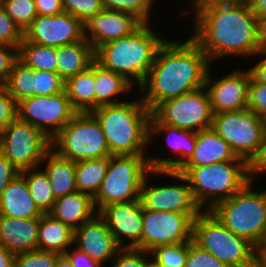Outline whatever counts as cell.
<instances>
[{
  "instance_id": "6da1fadb",
  "label": "cell",
  "mask_w": 266,
  "mask_h": 267,
  "mask_svg": "<svg viewBox=\"0 0 266 267\" xmlns=\"http://www.w3.org/2000/svg\"><path fill=\"white\" fill-rule=\"evenodd\" d=\"M191 38L212 63L227 56L250 58L260 52L256 38V16L248 4L197 0L192 3Z\"/></svg>"
},
{
  "instance_id": "7a4b0ae2",
  "label": "cell",
  "mask_w": 266,
  "mask_h": 267,
  "mask_svg": "<svg viewBox=\"0 0 266 267\" xmlns=\"http://www.w3.org/2000/svg\"><path fill=\"white\" fill-rule=\"evenodd\" d=\"M210 65L208 56L190 36L183 42L166 39L138 89L140 97L152 112L166 100L204 87Z\"/></svg>"
},
{
  "instance_id": "3957f363",
  "label": "cell",
  "mask_w": 266,
  "mask_h": 267,
  "mask_svg": "<svg viewBox=\"0 0 266 267\" xmlns=\"http://www.w3.org/2000/svg\"><path fill=\"white\" fill-rule=\"evenodd\" d=\"M111 155H147L151 111L142 99L100 106L91 111Z\"/></svg>"
},
{
  "instance_id": "277c9868",
  "label": "cell",
  "mask_w": 266,
  "mask_h": 267,
  "mask_svg": "<svg viewBox=\"0 0 266 267\" xmlns=\"http://www.w3.org/2000/svg\"><path fill=\"white\" fill-rule=\"evenodd\" d=\"M143 23L131 35L109 41L95 50V61L103 68L119 73L137 89L145 81L157 50L166 39ZM136 82V84H134Z\"/></svg>"
},
{
  "instance_id": "5b68a950",
  "label": "cell",
  "mask_w": 266,
  "mask_h": 267,
  "mask_svg": "<svg viewBox=\"0 0 266 267\" xmlns=\"http://www.w3.org/2000/svg\"><path fill=\"white\" fill-rule=\"evenodd\" d=\"M178 172L187 178L192 196L202 211H210L251 181L248 162L240 157L204 166L181 167Z\"/></svg>"
},
{
  "instance_id": "8992f818",
  "label": "cell",
  "mask_w": 266,
  "mask_h": 267,
  "mask_svg": "<svg viewBox=\"0 0 266 267\" xmlns=\"http://www.w3.org/2000/svg\"><path fill=\"white\" fill-rule=\"evenodd\" d=\"M192 240L228 267H257V247L235 235L211 211L193 221Z\"/></svg>"
},
{
  "instance_id": "52a82bcc",
  "label": "cell",
  "mask_w": 266,
  "mask_h": 267,
  "mask_svg": "<svg viewBox=\"0 0 266 267\" xmlns=\"http://www.w3.org/2000/svg\"><path fill=\"white\" fill-rule=\"evenodd\" d=\"M250 181L229 199L217 203L210 211L235 235L256 247L266 231V190L255 191Z\"/></svg>"
},
{
  "instance_id": "ba28073f",
  "label": "cell",
  "mask_w": 266,
  "mask_h": 267,
  "mask_svg": "<svg viewBox=\"0 0 266 267\" xmlns=\"http://www.w3.org/2000/svg\"><path fill=\"white\" fill-rule=\"evenodd\" d=\"M148 155H110L106 176L93 197L97 212L108 204L140 200L143 180L151 170Z\"/></svg>"
},
{
  "instance_id": "9c48e42d",
  "label": "cell",
  "mask_w": 266,
  "mask_h": 267,
  "mask_svg": "<svg viewBox=\"0 0 266 267\" xmlns=\"http://www.w3.org/2000/svg\"><path fill=\"white\" fill-rule=\"evenodd\" d=\"M51 150L75 162L111 155L103 130L91 112H77L51 140Z\"/></svg>"
},
{
  "instance_id": "30bf717a",
  "label": "cell",
  "mask_w": 266,
  "mask_h": 267,
  "mask_svg": "<svg viewBox=\"0 0 266 267\" xmlns=\"http://www.w3.org/2000/svg\"><path fill=\"white\" fill-rule=\"evenodd\" d=\"M51 140L38 128L16 118L2 132L0 152L20 172L41 167Z\"/></svg>"
},
{
  "instance_id": "8fae6325",
  "label": "cell",
  "mask_w": 266,
  "mask_h": 267,
  "mask_svg": "<svg viewBox=\"0 0 266 267\" xmlns=\"http://www.w3.org/2000/svg\"><path fill=\"white\" fill-rule=\"evenodd\" d=\"M211 128L229 145L237 157L248 163L257 154L264 136L262 118L251 110L214 113Z\"/></svg>"
},
{
  "instance_id": "7c38bea8",
  "label": "cell",
  "mask_w": 266,
  "mask_h": 267,
  "mask_svg": "<svg viewBox=\"0 0 266 267\" xmlns=\"http://www.w3.org/2000/svg\"><path fill=\"white\" fill-rule=\"evenodd\" d=\"M151 113L163 124L193 132L210 128L213 117L205 86L166 100Z\"/></svg>"
},
{
  "instance_id": "4fadbf2b",
  "label": "cell",
  "mask_w": 266,
  "mask_h": 267,
  "mask_svg": "<svg viewBox=\"0 0 266 267\" xmlns=\"http://www.w3.org/2000/svg\"><path fill=\"white\" fill-rule=\"evenodd\" d=\"M150 173V174H149ZM166 176L181 181L182 184H154L148 182L150 176ZM149 176V177H148ZM184 182V183H183ZM162 185V186H161ZM140 201L145 209L185 214H200L202 209L195 202L187 178L178 171L151 169L145 176L140 192Z\"/></svg>"
},
{
  "instance_id": "5bb4252c",
  "label": "cell",
  "mask_w": 266,
  "mask_h": 267,
  "mask_svg": "<svg viewBox=\"0 0 266 267\" xmlns=\"http://www.w3.org/2000/svg\"><path fill=\"white\" fill-rule=\"evenodd\" d=\"M76 113L66 91L56 95L34 96L17 103V118L40 129L50 140Z\"/></svg>"
},
{
  "instance_id": "9a60e30c",
  "label": "cell",
  "mask_w": 266,
  "mask_h": 267,
  "mask_svg": "<svg viewBox=\"0 0 266 267\" xmlns=\"http://www.w3.org/2000/svg\"><path fill=\"white\" fill-rule=\"evenodd\" d=\"M199 214L153 211L142 206L141 250L150 252L161 245L192 240L193 221Z\"/></svg>"
},
{
  "instance_id": "2e32d148",
  "label": "cell",
  "mask_w": 266,
  "mask_h": 267,
  "mask_svg": "<svg viewBox=\"0 0 266 267\" xmlns=\"http://www.w3.org/2000/svg\"><path fill=\"white\" fill-rule=\"evenodd\" d=\"M23 37L29 42L49 47L68 46L85 39L83 22L66 12L53 16L37 15Z\"/></svg>"
},
{
  "instance_id": "e0dca14e",
  "label": "cell",
  "mask_w": 266,
  "mask_h": 267,
  "mask_svg": "<svg viewBox=\"0 0 266 267\" xmlns=\"http://www.w3.org/2000/svg\"><path fill=\"white\" fill-rule=\"evenodd\" d=\"M210 70L211 67L206 78L205 87L209 93L213 114L247 109L251 79L249 70L232 69L231 73L229 72L216 80Z\"/></svg>"
},
{
  "instance_id": "ac0fdd59",
  "label": "cell",
  "mask_w": 266,
  "mask_h": 267,
  "mask_svg": "<svg viewBox=\"0 0 266 267\" xmlns=\"http://www.w3.org/2000/svg\"><path fill=\"white\" fill-rule=\"evenodd\" d=\"M98 213L121 248L141 249L143 220L140 200L108 204Z\"/></svg>"
},
{
  "instance_id": "d6986e66",
  "label": "cell",
  "mask_w": 266,
  "mask_h": 267,
  "mask_svg": "<svg viewBox=\"0 0 266 267\" xmlns=\"http://www.w3.org/2000/svg\"><path fill=\"white\" fill-rule=\"evenodd\" d=\"M164 134H163V133ZM162 134L166 136L168 150L173 152L175 158L150 157L148 162L151 169L178 171L193 155L196 144V132L179 129L161 123L152 113L149 120V144L153 143L155 135Z\"/></svg>"
},
{
  "instance_id": "ffe728a7",
  "label": "cell",
  "mask_w": 266,
  "mask_h": 267,
  "mask_svg": "<svg viewBox=\"0 0 266 267\" xmlns=\"http://www.w3.org/2000/svg\"><path fill=\"white\" fill-rule=\"evenodd\" d=\"M142 24L130 13L103 9L83 21V35L96 50L104 43L131 35Z\"/></svg>"
},
{
  "instance_id": "44dd1931",
  "label": "cell",
  "mask_w": 266,
  "mask_h": 267,
  "mask_svg": "<svg viewBox=\"0 0 266 267\" xmlns=\"http://www.w3.org/2000/svg\"><path fill=\"white\" fill-rule=\"evenodd\" d=\"M74 246L102 264L110 263L121 249L99 213L74 230Z\"/></svg>"
},
{
  "instance_id": "7402d4cb",
  "label": "cell",
  "mask_w": 266,
  "mask_h": 267,
  "mask_svg": "<svg viewBox=\"0 0 266 267\" xmlns=\"http://www.w3.org/2000/svg\"><path fill=\"white\" fill-rule=\"evenodd\" d=\"M40 217L13 218L0 215V244L14 255L38 250Z\"/></svg>"
},
{
  "instance_id": "603a6c76",
  "label": "cell",
  "mask_w": 266,
  "mask_h": 267,
  "mask_svg": "<svg viewBox=\"0 0 266 267\" xmlns=\"http://www.w3.org/2000/svg\"><path fill=\"white\" fill-rule=\"evenodd\" d=\"M237 158L230 145L210 127L196 132L193 155L182 167H198Z\"/></svg>"
},
{
  "instance_id": "cb8c5ba5",
  "label": "cell",
  "mask_w": 266,
  "mask_h": 267,
  "mask_svg": "<svg viewBox=\"0 0 266 267\" xmlns=\"http://www.w3.org/2000/svg\"><path fill=\"white\" fill-rule=\"evenodd\" d=\"M0 215L13 218H36L43 215L30 196L26 179L21 173L11 180L1 194Z\"/></svg>"
},
{
  "instance_id": "d4e9b609",
  "label": "cell",
  "mask_w": 266,
  "mask_h": 267,
  "mask_svg": "<svg viewBox=\"0 0 266 267\" xmlns=\"http://www.w3.org/2000/svg\"><path fill=\"white\" fill-rule=\"evenodd\" d=\"M97 213L93 197L79 190L57 198L49 212L54 218L70 226L73 230L79 228Z\"/></svg>"
},
{
  "instance_id": "484cf974",
  "label": "cell",
  "mask_w": 266,
  "mask_h": 267,
  "mask_svg": "<svg viewBox=\"0 0 266 267\" xmlns=\"http://www.w3.org/2000/svg\"><path fill=\"white\" fill-rule=\"evenodd\" d=\"M74 246V230L49 213L40 217L38 250L64 254Z\"/></svg>"
},
{
  "instance_id": "4316f807",
  "label": "cell",
  "mask_w": 266,
  "mask_h": 267,
  "mask_svg": "<svg viewBox=\"0 0 266 267\" xmlns=\"http://www.w3.org/2000/svg\"><path fill=\"white\" fill-rule=\"evenodd\" d=\"M57 73L64 81L87 70L95 61V50L84 39L75 44L57 47Z\"/></svg>"
},
{
  "instance_id": "83f0119b",
  "label": "cell",
  "mask_w": 266,
  "mask_h": 267,
  "mask_svg": "<svg viewBox=\"0 0 266 267\" xmlns=\"http://www.w3.org/2000/svg\"><path fill=\"white\" fill-rule=\"evenodd\" d=\"M43 164L55 199L77 191L75 161L62 158L50 150L41 162V165Z\"/></svg>"
},
{
  "instance_id": "f1b7e54d",
  "label": "cell",
  "mask_w": 266,
  "mask_h": 267,
  "mask_svg": "<svg viewBox=\"0 0 266 267\" xmlns=\"http://www.w3.org/2000/svg\"><path fill=\"white\" fill-rule=\"evenodd\" d=\"M134 87L122 75L103 68L95 61V109L123 102L118 100V96L128 94Z\"/></svg>"
},
{
  "instance_id": "f546056e",
  "label": "cell",
  "mask_w": 266,
  "mask_h": 267,
  "mask_svg": "<svg viewBox=\"0 0 266 267\" xmlns=\"http://www.w3.org/2000/svg\"><path fill=\"white\" fill-rule=\"evenodd\" d=\"M65 91L71 105L77 112H91L95 109V61L76 76L65 81Z\"/></svg>"
},
{
  "instance_id": "4dcf8cb0",
  "label": "cell",
  "mask_w": 266,
  "mask_h": 267,
  "mask_svg": "<svg viewBox=\"0 0 266 267\" xmlns=\"http://www.w3.org/2000/svg\"><path fill=\"white\" fill-rule=\"evenodd\" d=\"M108 168V157L75 162L77 190L94 197L101 187Z\"/></svg>"
},
{
  "instance_id": "1f68e13d",
  "label": "cell",
  "mask_w": 266,
  "mask_h": 267,
  "mask_svg": "<svg viewBox=\"0 0 266 267\" xmlns=\"http://www.w3.org/2000/svg\"><path fill=\"white\" fill-rule=\"evenodd\" d=\"M57 47L27 41L24 37L18 47V59L34 70L57 73Z\"/></svg>"
},
{
  "instance_id": "d6a6232c",
  "label": "cell",
  "mask_w": 266,
  "mask_h": 267,
  "mask_svg": "<svg viewBox=\"0 0 266 267\" xmlns=\"http://www.w3.org/2000/svg\"><path fill=\"white\" fill-rule=\"evenodd\" d=\"M41 168H31L20 172L26 179L30 196L35 202V205L42 213H49L56 200L53 195V190L50 181L45 171Z\"/></svg>"
},
{
  "instance_id": "836d02e7",
  "label": "cell",
  "mask_w": 266,
  "mask_h": 267,
  "mask_svg": "<svg viewBox=\"0 0 266 267\" xmlns=\"http://www.w3.org/2000/svg\"><path fill=\"white\" fill-rule=\"evenodd\" d=\"M34 73L33 68L26 66L19 59L15 61L12 72L4 84L16 103L34 97Z\"/></svg>"
},
{
  "instance_id": "e575fe53",
  "label": "cell",
  "mask_w": 266,
  "mask_h": 267,
  "mask_svg": "<svg viewBox=\"0 0 266 267\" xmlns=\"http://www.w3.org/2000/svg\"><path fill=\"white\" fill-rule=\"evenodd\" d=\"M150 255L154 267H185L188 242L155 247Z\"/></svg>"
},
{
  "instance_id": "d590c367",
  "label": "cell",
  "mask_w": 266,
  "mask_h": 267,
  "mask_svg": "<svg viewBox=\"0 0 266 267\" xmlns=\"http://www.w3.org/2000/svg\"><path fill=\"white\" fill-rule=\"evenodd\" d=\"M1 5L23 33L37 16L34 0H4Z\"/></svg>"
},
{
  "instance_id": "8d00e7d4",
  "label": "cell",
  "mask_w": 266,
  "mask_h": 267,
  "mask_svg": "<svg viewBox=\"0 0 266 267\" xmlns=\"http://www.w3.org/2000/svg\"><path fill=\"white\" fill-rule=\"evenodd\" d=\"M155 0H102L104 9L124 11L134 15L142 23H149Z\"/></svg>"
},
{
  "instance_id": "74e56055",
  "label": "cell",
  "mask_w": 266,
  "mask_h": 267,
  "mask_svg": "<svg viewBox=\"0 0 266 267\" xmlns=\"http://www.w3.org/2000/svg\"><path fill=\"white\" fill-rule=\"evenodd\" d=\"M34 96L56 95L65 91V81L56 72L35 70Z\"/></svg>"
},
{
  "instance_id": "f35d334b",
  "label": "cell",
  "mask_w": 266,
  "mask_h": 267,
  "mask_svg": "<svg viewBox=\"0 0 266 267\" xmlns=\"http://www.w3.org/2000/svg\"><path fill=\"white\" fill-rule=\"evenodd\" d=\"M149 257H152L150 252L141 249L121 248L111 261V267H151L152 259Z\"/></svg>"
},
{
  "instance_id": "ab89813d",
  "label": "cell",
  "mask_w": 266,
  "mask_h": 267,
  "mask_svg": "<svg viewBox=\"0 0 266 267\" xmlns=\"http://www.w3.org/2000/svg\"><path fill=\"white\" fill-rule=\"evenodd\" d=\"M60 254L48 251H28L15 255L14 267H55Z\"/></svg>"
},
{
  "instance_id": "60d3db41",
  "label": "cell",
  "mask_w": 266,
  "mask_h": 267,
  "mask_svg": "<svg viewBox=\"0 0 266 267\" xmlns=\"http://www.w3.org/2000/svg\"><path fill=\"white\" fill-rule=\"evenodd\" d=\"M63 12L82 22L104 9L102 0H62Z\"/></svg>"
},
{
  "instance_id": "b9f144b4",
  "label": "cell",
  "mask_w": 266,
  "mask_h": 267,
  "mask_svg": "<svg viewBox=\"0 0 266 267\" xmlns=\"http://www.w3.org/2000/svg\"><path fill=\"white\" fill-rule=\"evenodd\" d=\"M185 267H228L214 255L201 249L193 240L188 241V256Z\"/></svg>"
},
{
  "instance_id": "7bdbcfd3",
  "label": "cell",
  "mask_w": 266,
  "mask_h": 267,
  "mask_svg": "<svg viewBox=\"0 0 266 267\" xmlns=\"http://www.w3.org/2000/svg\"><path fill=\"white\" fill-rule=\"evenodd\" d=\"M22 39L23 32L6 14L4 7L0 4V44L18 48Z\"/></svg>"
},
{
  "instance_id": "ee69618b",
  "label": "cell",
  "mask_w": 266,
  "mask_h": 267,
  "mask_svg": "<svg viewBox=\"0 0 266 267\" xmlns=\"http://www.w3.org/2000/svg\"><path fill=\"white\" fill-rule=\"evenodd\" d=\"M247 108L260 118L266 115V84L256 82L252 77L249 84Z\"/></svg>"
},
{
  "instance_id": "f6af8a7d",
  "label": "cell",
  "mask_w": 266,
  "mask_h": 267,
  "mask_svg": "<svg viewBox=\"0 0 266 267\" xmlns=\"http://www.w3.org/2000/svg\"><path fill=\"white\" fill-rule=\"evenodd\" d=\"M17 118V103L8 93L5 84H0V132Z\"/></svg>"
},
{
  "instance_id": "bcb514c9",
  "label": "cell",
  "mask_w": 266,
  "mask_h": 267,
  "mask_svg": "<svg viewBox=\"0 0 266 267\" xmlns=\"http://www.w3.org/2000/svg\"><path fill=\"white\" fill-rule=\"evenodd\" d=\"M18 59V48L0 44V84H4Z\"/></svg>"
},
{
  "instance_id": "7dc6e473",
  "label": "cell",
  "mask_w": 266,
  "mask_h": 267,
  "mask_svg": "<svg viewBox=\"0 0 266 267\" xmlns=\"http://www.w3.org/2000/svg\"><path fill=\"white\" fill-rule=\"evenodd\" d=\"M248 165L251 181H255L254 177L258 176L257 174H266V133H264L263 140L257 154L251 159Z\"/></svg>"
},
{
  "instance_id": "c3c4849f",
  "label": "cell",
  "mask_w": 266,
  "mask_h": 267,
  "mask_svg": "<svg viewBox=\"0 0 266 267\" xmlns=\"http://www.w3.org/2000/svg\"><path fill=\"white\" fill-rule=\"evenodd\" d=\"M18 174H20V171L0 152V196Z\"/></svg>"
},
{
  "instance_id": "681fc988",
  "label": "cell",
  "mask_w": 266,
  "mask_h": 267,
  "mask_svg": "<svg viewBox=\"0 0 266 267\" xmlns=\"http://www.w3.org/2000/svg\"><path fill=\"white\" fill-rule=\"evenodd\" d=\"M68 249L64 255L70 260L73 267H104L102 263L94 261L87 254L77 248Z\"/></svg>"
},
{
  "instance_id": "f907efd6",
  "label": "cell",
  "mask_w": 266,
  "mask_h": 267,
  "mask_svg": "<svg viewBox=\"0 0 266 267\" xmlns=\"http://www.w3.org/2000/svg\"><path fill=\"white\" fill-rule=\"evenodd\" d=\"M37 15L53 16L63 12L62 0H34Z\"/></svg>"
},
{
  "instance_id": "816d5d0a",
  "label": "cell",
  "mask_w": 266,
  "mask_h": 267,
  "mask_svg": "<svg viewBox=\"0 0 266 267\" xmlns=\"http://www.w3.org/2000/svg\"><path fill=\"white\" fill-rule=\"evenodd\" d=\"M264 56L262 60H259L258 63H256L252 68L249 67V72L251 77L256 81V82H261L266 84V52H258L256 56L259 57Z\"/></svg>"
},
{
  "instance_id": "f5cc1de1",
  "label": "cell",
  "mask_w": 266,
  "mask_h": 267,
  "mask_svg": "<svg viewBox=\"0 0 266 267\" xmlns=\"http://www.w3.org/2000/svg\"><path fill=\"white\" fill-rule=\"evenodd\" d=\"M256 38L260 52H266V15L256 16Z\"/></svg>"
},
{
  "instance_id": "db71d44e",
  "label": "cell",
  "mask_w": 266,
  "mask_h": 267,
  "mask_svg": "<svg viewBox=\"0 0 266 267\" xmlns=\"http://www.w3.org/2000/svg\"><path fill=\"white\" fill-rule=\"evenodd\" d=\"M15 255L0 244V267H14Z\"/></svg>"
},
{
  "instance_id": "11a10c76",
  "label": "cell",
  "mask_w": 266,
  "mask_h": 267,
  "mask_svg": "<svg viewBox=\"0 0 266 267\" xmlns=\"http://www.w3.org/2000/svg\"><path fill=\"white\" fill-rule=\"evenodd\" d=\"M249 6L255 16L266 15V0H251Z\"/></svg>"
},
{
  "instance_id": "9f6ffc18",
  "label": "cell",
  "mask_w": 266,
  "mask_h": 267,
  "mask_svg": "<svg viewBox=\"0 0 266 267\" xmlns=\"http://www.w3.org/2000/svg\"><path fill=\"white\" fill-rule=\"evenodd\" d=\"M257 267H266V248H257Z\"/></svg>"
},
{
  "instance_id": "6f0895ef",
  "label": "cell",
  "mask_w": 266,
  "mask_h": 267,
  "mask_svg": "<svg viewBox=\"0 0 266 267\" xmlns=\"http://www.w3.org/2000/svg\"><path fill=\"white\" fill-rule=\"evenodd\" d=\"M55 267H73V266L70 260L64 254H60L57 258Z\"/></svg>"
},
{
  "instance_id": "680465c9",
  "label": "cell",
  "mask_w": 266,
  "mask_h": 267,
  "mask_svg": "<svg viewBox=\"0 0 266 267\" xmlns=\"http://www.w3.org/2000/svg\"><path fill=\"white\" fill-rule=\"evenodd\" d=\"M220 3L250 4L251 0H212Z\"/></svg>"
},
{
  "instance_id": "91938a15",
  "label": "cell",
  "mask_w": 266,
  "mask_h": 267,
  "mask_svg": "<svg viewBox=\"0 0 266 267\" xmlns=\"http://www.w3.org/2000/svg\"><path fill=\"white\" fill-rule=\"evenodd\" d=\"M257 248H266V231H265V234H264V237H263L261 243L258 245Z\"/></svg>"
},
{
  "instance_id": "94428289",
  "label": "cell",
  "mask_w": 266,
  "mask_h": 267,
  "mask_svg": "<svg viewBox=\"0 0 266 267\" xmlns=\"http://www.w3.org/2000/svg\"><path fill=\"white\" fill-rule=\"evenodd\" d=\"M263 126H264V133H266V115L262 118Z\"/></svg>"
}]
</instances>
